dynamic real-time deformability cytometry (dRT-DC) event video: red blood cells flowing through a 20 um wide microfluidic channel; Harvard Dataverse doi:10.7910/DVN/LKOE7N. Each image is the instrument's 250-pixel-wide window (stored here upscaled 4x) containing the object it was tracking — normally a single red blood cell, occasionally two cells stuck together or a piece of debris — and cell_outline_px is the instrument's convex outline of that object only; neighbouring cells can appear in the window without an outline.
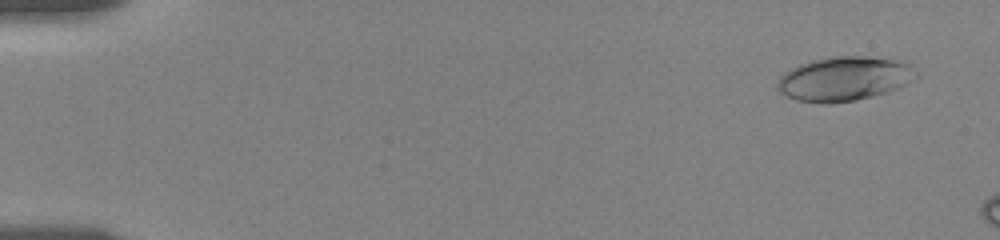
{"species": "human", "species_latin": "Homo sapiens", "temperature_condition": "room temperature", "stored_images_in_passage": 15, "camera_frame_rate_fps": 3000, "um_per_image_px": 0.085, "donor": {"sex": "female"}, "frame": {"image": 1, "passage_image": 4, "time_ms": 1.0, "image_size_px": [1000, 240], "cell_outline_px": [[920, 76], [888, 92], [856, 100], [828, 104], [820, 104], [796, 100], [780, 92], [776, 88], [776, 80], [784, 72], [800, 64], [812, 60], [832, 56], [864, 56], [904, 60]], "centroid_in_image_um": [71.74, 6.69], "position_along_channel_um": 13.3, "area_um2": 36.07}}